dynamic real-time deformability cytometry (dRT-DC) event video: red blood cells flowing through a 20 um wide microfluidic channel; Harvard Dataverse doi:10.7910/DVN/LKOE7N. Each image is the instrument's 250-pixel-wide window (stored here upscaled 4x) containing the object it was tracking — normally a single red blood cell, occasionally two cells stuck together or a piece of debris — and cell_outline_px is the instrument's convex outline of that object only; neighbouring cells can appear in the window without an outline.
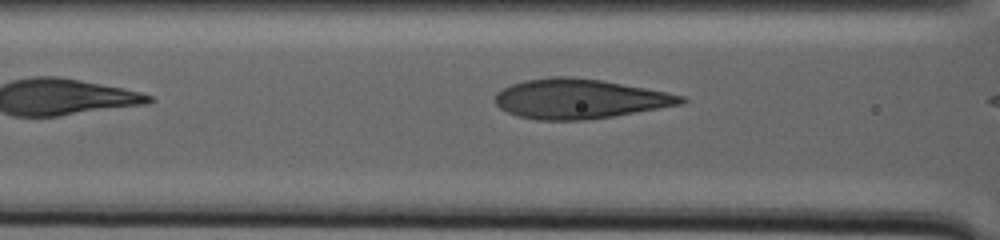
{"species": "human", "species_latin": "Homo sapiens", "temperature_condition": "warm", "stored_images_in_passage": 8, "camera_frame_rate_fps": 3000, "um_per_image_px": 0.085, "donor": {"sex": "male"}, "frame": {"image": 1, "passage_image": 4, "time_ms": 1.0, "image_size_px": [1000, 240], "cell_outline_px": [[688, 100], [684, 104], [612, 116], [584, 120], [536, 120], [516, 116], [500, 108], [496, 104], [496, 92], [512, 84], [524, 80], [552, 76], [572, 76], [600, 80], [668, 92], [684, 96]], "centroid_in_image_um": [49.26, 8.4], "position_along_channel_um": 117.3, "area_um2": 42.95}}